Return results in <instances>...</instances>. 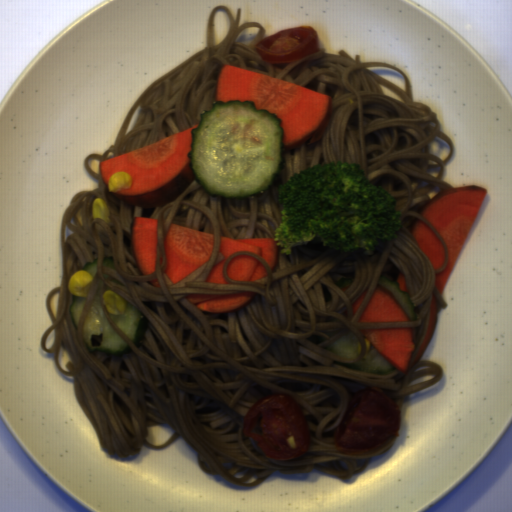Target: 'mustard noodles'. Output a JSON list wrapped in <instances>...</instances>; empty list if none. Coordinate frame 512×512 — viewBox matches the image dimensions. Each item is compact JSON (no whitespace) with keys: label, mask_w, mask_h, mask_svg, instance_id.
Here are the masks:
<instances>
[{"label":"mustard noodles","mask_w":512,"mask_h":512,"mask_svg":"<svg viewBox=\"0 0 512 512\" xmlns=\"http://www.w3.org/2000/svg\"><path fill=\"white\" fill-rule=\"evenodd\" d=\"M227 5L213 7L207 21L205 47L153 80L128 110L113 145L93 152L84 168L97 188L72 196L60 224V285L49 291L46 310L52 321L40 347L55 352L57 370L72 378L73 392L91 424L100 448L109 456L127 458L143 447L164 449L181 437L198 456L204 472L239 486L254 487L274 472L303 474L314 469L350 480L366 470L373 457L393 448L396 436L369 452L342 453L335 444L337 426L350 398L362 390L379 389L400 409L407 395L438 382L444 375L437 362L413 361L429 327L432 299L438 308L447 303L436 287V275L448 264L447 243L422 214L437 193L453 187L442 180L454 152L438 114L413 99V87L403 70L385 61H361L344 49L326 52L324 46L306 57L278 65L265 63L255 45L266 38L261 23L240 24ZM222 64L233 65L331 95L332 120L313 144L286 150L287 164L273 188L250 199L213 197L193 180L172 202L157 209L128 205L108 192L99 165L154 143L193 125L216 100L215 82ZM390 68L406 81V89L368 68ZM441 139L449 146L446 158L428 150ZM343 160L358 164L370 183L397 197L404 222L398 239L381 253L364 249L337 251L322 247L317 237L291 254L280 253L273 269L251 252H236L223 265L232 283H207L208 274L224 256L220 236L272 237L281 220L278 191L294 172L322 162ZM103 198L110 223L94 218L91 203ZM82 207L83 227L76 213ZM146 216L159 222L155 271L142 275L132 251L131 221ZM426 224L444 245V265L433 270L411 233L412 225ZM171 223L215 235L207 262L176 284L163 273V242ZM248 255L266 268L265 278L243 282L228 278L234 256ZM113 256L115 268L102 266ZM98 259V260H97ZM97 260V274L87 293L77 331L69 306L67 281L72 273ZM414 306L417 320L359 322L379 277L396 281L399 273ZM160 288L149 281L156 279ZM103 281L135 305L149 327L141 347L107 315L128 344L119 354L88 351L84 318ZM251 292L253 297L236 311L205 313L185 296ZM411 327L414 350L406 374L395 370L373 374L354 367L355 359L322 349L349 330ZM273 394L294 396L310 426L311 448L293 460H277L244 437L242 421L251 405ZM168 425L174 433L161 444L147 441V427Z\"/></svg>","instance_id":"obj_1"}]
</instances>
